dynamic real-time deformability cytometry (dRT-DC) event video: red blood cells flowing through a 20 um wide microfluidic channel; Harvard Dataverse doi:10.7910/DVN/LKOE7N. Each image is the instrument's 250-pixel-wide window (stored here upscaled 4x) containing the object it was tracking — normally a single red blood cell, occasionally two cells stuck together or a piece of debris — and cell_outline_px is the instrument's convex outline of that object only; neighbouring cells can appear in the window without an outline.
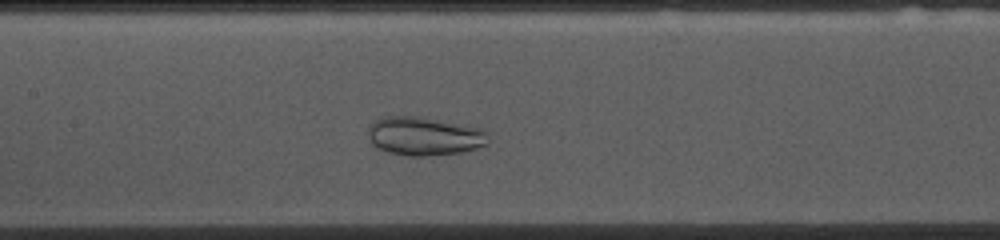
{"species": "common noctule bat (a hibernating species)", "species_latin": "Nyctalus noctula", "temperature_condition": "cold", "stored_images_in_passage": 40, "camera_frame_rate_fps": 3000, "um_per_image_px": 0.085, "animal": {"sex": "female", "body_mass_g": 10.0, "forearm_length_mm": 53.1}, "frame": {"image": 1, "passage_image": 18, "time_ms": 5.667, "image_size_px": [1000, 240], "cell_outline_px": [[488, 144], [476, 148], [460, 152], [428, 156], [408, 156], [388, 152], [372, 144], [368, 136], [368, 128], [372, 120], [384, 116], [416, 116], [484, 128], [488, 132]], "centroid_in_image_um": [36.06, 11.56], "position_along_channel_um": 171.3, "area_um2": 27.22}}
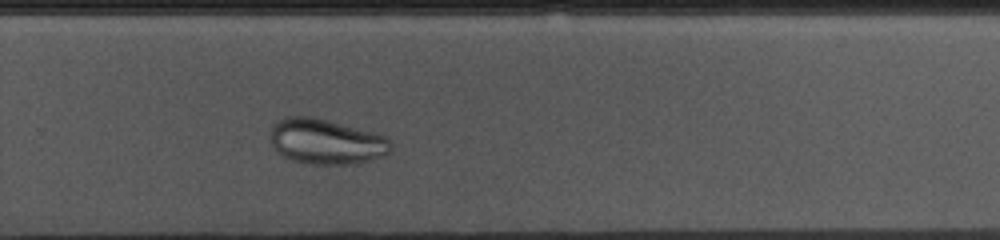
{"frame": {"image": 2, "passage_image": 29, "time_ms": 9.333, "image_size_px": [1000, 240], "cell_outline_px": [[392, 148], [384, 156], [352, 164], [308, 164], [292, 160], [276, 152], [268, 136], [268, 128], [276, 120], [284, 116], [308, 116], [328, 120], [388, 136], [392, 144]], "centroid_in_image_um": [27.66, 12.02], "position_along_channel_um": 302.1, "area_um2": 32.31}}
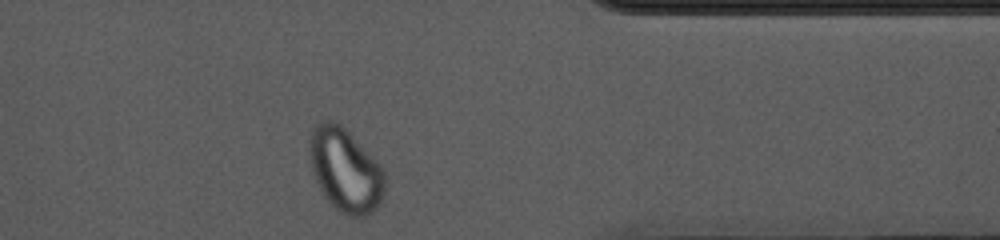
{"frame": {"image": 3, "passage_image": 37, "time_ms": 12.0, "image_size_px": [1000, 240], "cell_outline_px": [[384, 188], [380, 204], [372, 212], [364, 216], [348, 216], [340, 212], [324, 196], [312, 172], [308, 156], [308, 140], [312, 128], [320, 120], [332, 120], [340, 124], [376, 160], [384, 172]], "centroid_in_image_um": [29.3, 14.44], "position_along_channel_um": 382.1, "area_um2": 36.65}}